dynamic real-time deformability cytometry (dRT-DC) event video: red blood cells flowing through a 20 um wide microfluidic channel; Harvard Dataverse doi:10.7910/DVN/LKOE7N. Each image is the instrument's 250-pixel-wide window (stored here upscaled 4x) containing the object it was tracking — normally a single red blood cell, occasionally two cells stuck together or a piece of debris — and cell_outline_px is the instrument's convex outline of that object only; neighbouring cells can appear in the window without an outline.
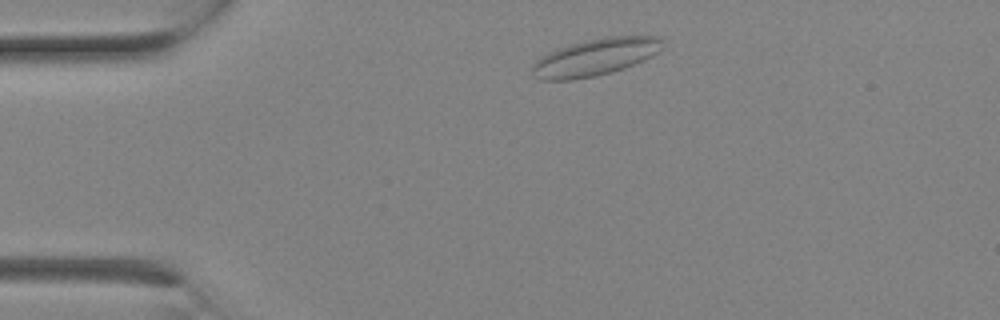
{"species": "Egyptian fruit bat (a non-hibernating species)", "species_latin": "Rousettus aegyptiacus", "temperature_condition": "room temperature", "stored_images_in_passage": 3, "camera_frame_rate_fps": 3000, "um_per_image_px": 0.085, "animal": {"sex": "female"}, "frame": {"image": 1, "passage_image": 3, "time_ms": 0.667, "image_size_px": [1000, 320], "cell_outline_px": [[664, 48], [652, 56], [644, 60], [624, 68], [612, 72], [596, 76], [572, 80], [540, 80], [532, 72], [532, 64], [540, 56], [556, 48], [588, 40], [608, 36], [660, 36], [664, 40]], "centroid_in_image_um": [50.62, 4.85], "position_along_channel_um": 34.4, "area_um2": 28.38}}